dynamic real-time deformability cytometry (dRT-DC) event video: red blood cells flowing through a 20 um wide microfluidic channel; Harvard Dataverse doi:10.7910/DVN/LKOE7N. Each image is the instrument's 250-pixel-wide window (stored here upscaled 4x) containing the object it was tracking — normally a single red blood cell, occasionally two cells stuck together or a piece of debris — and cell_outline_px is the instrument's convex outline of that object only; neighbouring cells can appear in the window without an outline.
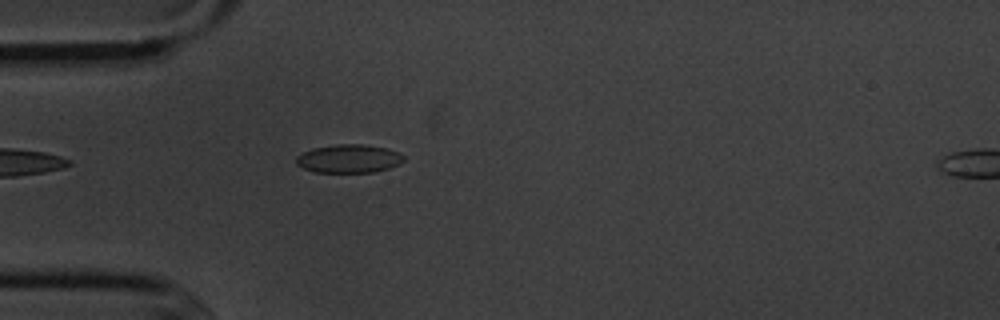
{"species": "common noctule bat (a hibernating species)", "species_latin": "Nyctalus noctula", "temperature_condition": "cold", "stored_images_in_passage": 7, "camera_frame_rate_fps": 3000, "um_per_image_px": 0.085, "animal": {"sex": "male", "body_mass_g": 20.1, "forearm_length_mm": 53.5}, "frame": {"image": 1, "passage_image": 6, "time_ms": 6.0, "image_size_px": [1000, 320], "cell_outline_px": [[404, 160], [400, 164], [388, 168], [372, 172], [316, 172], [304, 168], [296, 164], [296, 156], [312, 148], [336, 144], [360, 144], [388, 148], [404, 156]], "centroid_in_image_um": [29.64, 13.48], "position_along_channel_um": 55.4, "area_um2": 17.69}}